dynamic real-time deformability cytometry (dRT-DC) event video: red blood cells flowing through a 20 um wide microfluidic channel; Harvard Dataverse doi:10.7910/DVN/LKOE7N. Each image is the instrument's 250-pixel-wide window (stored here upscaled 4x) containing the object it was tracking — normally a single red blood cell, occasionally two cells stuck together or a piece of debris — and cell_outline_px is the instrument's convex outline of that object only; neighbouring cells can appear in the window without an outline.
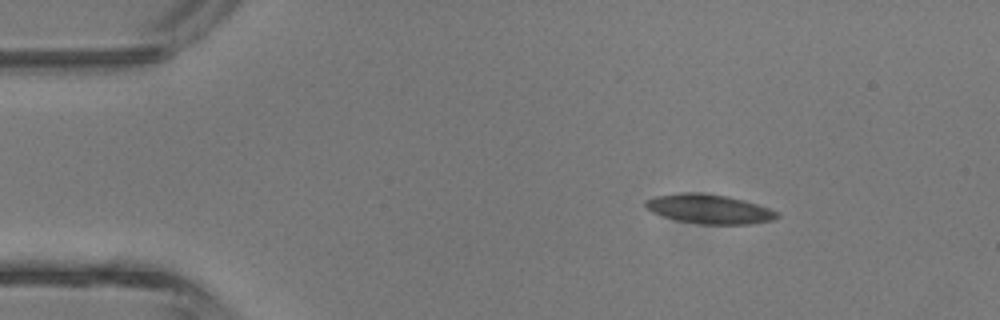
{"species": "common noctule bat (a hibernating species)", "species_latin": "Nyctalus noctula", "temperature_condition": "room temperature", "stored_images_in_passage": 2, "camera_frame_rate_fps": 3000, "um_per_image_px": 0.085, "animal": {"sex": "male", "body_mass_g": 13.3}, "frame": {"image": 1, "passage_image": 1, "time_ms": 0.0, "image_size_px": [1000, 320], "cell_outline_px": [[780, 216], [776, 220], [748, 224], [700, 224], [676, 220], [652, 212], [644, 208], [644, 200], [656, 196], [684, 192], [696, 192], [728, 196], [744, 200], [768, 208], [776, 212]], "centroid_in_image_um": [60.26, 17.76], "position_along_channel_um": 24.7, "area_um2": 22.48}}